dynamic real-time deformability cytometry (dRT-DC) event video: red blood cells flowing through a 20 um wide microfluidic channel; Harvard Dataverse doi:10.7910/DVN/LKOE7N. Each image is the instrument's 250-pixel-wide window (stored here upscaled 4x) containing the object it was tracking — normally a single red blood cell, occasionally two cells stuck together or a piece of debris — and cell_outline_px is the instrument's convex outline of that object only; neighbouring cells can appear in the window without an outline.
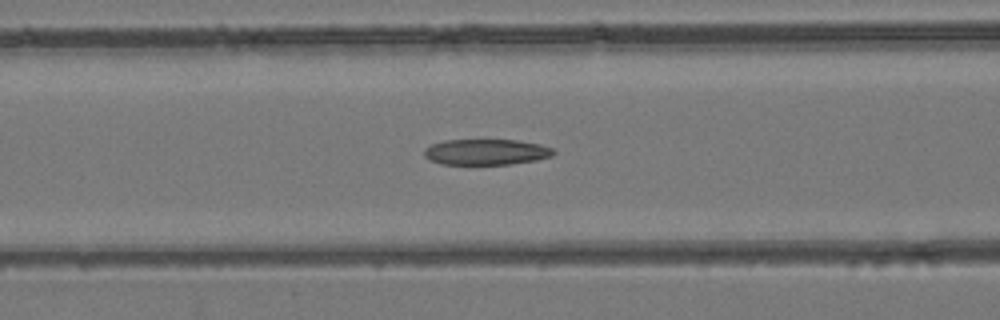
{"species": "common noctule bat (a hibernating species)", "species_latin": "Nyctalus noctula", "temperature_condition": "room temperature", "stored_images_in_passage": 50, "camera_frame_rate_fps": 3000, "um_per_image_px": 0.085, "animal": {"sex": "female", "body_mass_g": 24.6, "forearm_length_mm": 56.2}, "frame": {"image": 1, "passage_image": 21, "time_ms": 6.667, "image_size_px": [1000, 320], "cell_outline_px": [[556, 152], [552, 156], [536, 160], [508, 164], [440, 164], [424, 156], [424, 148], [432, 144], [444, 140], [516, 140], [540, 144], [552, 148]], "centroid_in_image_um": [41.32, 12.91], "position_along_channel_um": 125.3, "area_um2": 19.36}}
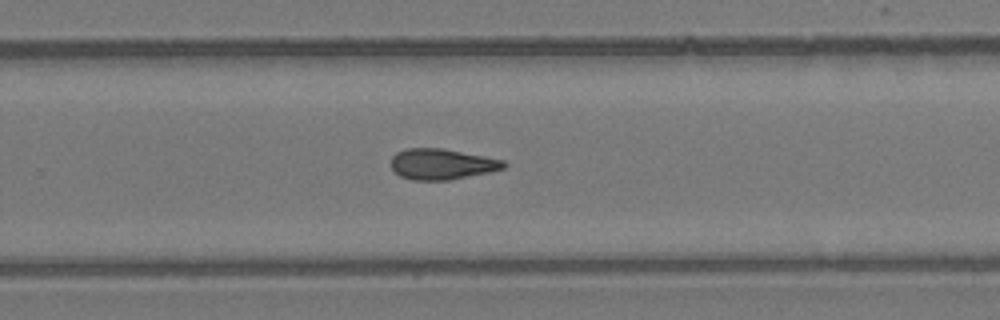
{"frame": {"image": 2, "passage_image": 33, "time_ms": 10.667, "image_size_px": [1000, 320], "cell_outline_px": [[508, 164], [504, 168], [488, 172], [448, 180], [412, 180], [400, 176], [392, 168], [392, 156], [396, 152], [408, 148], [440, 148], [484, 156], [504, 160]], "centroid_in_image_um": [37.55, 13.95], "position_along_channel_um": 292.3, "area_um2": 20.0}}
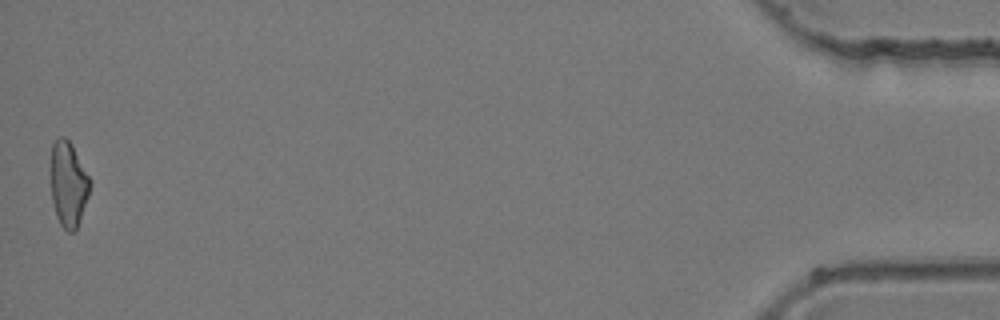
{"frame": {"image": 3, "passage_image": 50, "time_ms": 16.333, "image_size_px": [1000, 320], "cell_outline_px": [[92, 180], [88, 196], [76, 232], [68, 232], [60, 224], [56, 216], [52, 200], [48, 168], [52, 144], [60, 136], [64, 136], [72, 144]], "centroid_in_image_um": [5.78, 15.62], "position_along_channel_um": 429.4, "area_um2": 20.23}}